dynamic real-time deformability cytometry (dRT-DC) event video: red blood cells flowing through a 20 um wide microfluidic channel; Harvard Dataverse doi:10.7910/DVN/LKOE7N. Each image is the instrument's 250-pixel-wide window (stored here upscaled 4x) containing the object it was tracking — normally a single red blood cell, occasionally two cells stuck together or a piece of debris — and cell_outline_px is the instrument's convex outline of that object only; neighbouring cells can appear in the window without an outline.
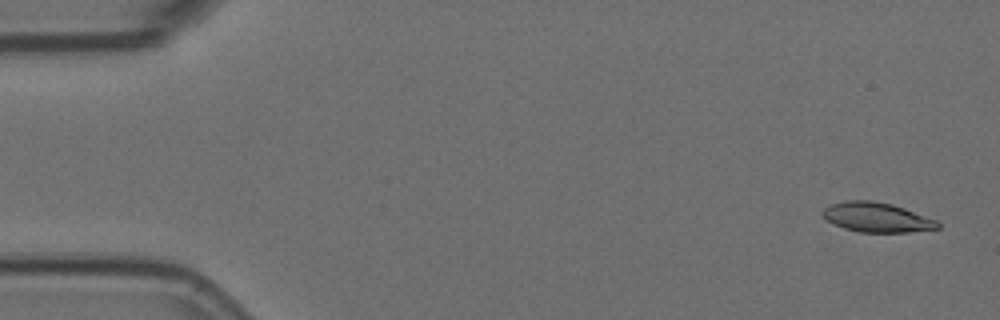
{"species": "Egyptian fruit bat (a non-hibernating species)", "species_latin": "Rousettus aegyptiacus", "temperature_condition": "room temperature", "stored_images_in_passage": 5, "camera_frame_rate_fps": 3000, "um_per_image_px": 0.085, "animal": {"sex": "female"}, "frame": {"image": 1, "passage_image": 1, "time_ms": 0.0, "image_size_px": [1000, 320], "cell_outline_px": [[940, 228], [908, 232], [860, 232], [844, 228], [824, 220], [820, 212], [824, 208], [832, 204], [844, 200], [872, 200], [892, 204], [904, 208], [936, 220], [940, 224]], "centroid_in_image_um": [74.48, 18.47], "position_along_channel_um": 10.5, "area_um2": 19.94}}
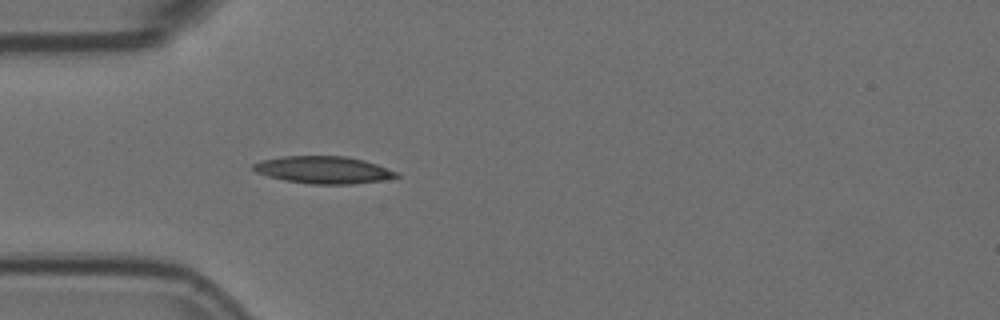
{"frame": {"image": 2, "passage_image": 5, "time_ms": 1.333, "image_size_px": [1000, 320], "cell_outline_px": [[400, 176], [384, 180], [352, 184], [308, 184], [284, 180], [268, 176], [256, 172], [252, 168], [252, 164], [264, 160], [284, 156], [348, 156], [364, 160], [376, 164], [396, 172]], "centroid_in_image_um": [27.49, 14.44], "position_along_channel_um": 57.5, "area_um2": 22.66}}